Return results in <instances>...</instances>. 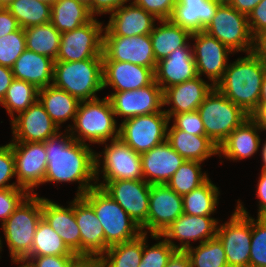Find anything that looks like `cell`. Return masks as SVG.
Wrapping results in <instances>:
<instances>
[{
	"instance_id": "36",
	"label": "cell",
	"mask_w": 266,
	"mask_h": 267,
	"mask_svg": "<svg viewBox=\"0 0 266 267\" xmlns=\"http://www.w3.org/2000/svg\"><path fill=\"white\" fill-rule=\"evenodd\" d=\"M26 49L56 60L61 33L51 22L24 29Z\"/></svg>"
},
{
	"instance_id": "37",
	"label": "cell",
	"mask_w": 266,
	"mask_h": 267,
	"mask_svg": "<svg viewBox=\"0 0 266 267\" xmlns=\"http://www.w3.org/2000/svg\"><path fill=\"white\" fill-rule=\"evenodd\" d=\"M219 189L210 179L182 196L183 213L193 216H210L218 204Z\"/></svg>"
},
{
	"instance_id": "16",
	"label": "cell",
	"mask_w": 266,
	"mask_h": 267,
	"mask_svg": "<svg viewBox=\"0 0 266 267\" xmlns=\"http://www.w3.org/2000/svg\"><path fill=\"white\" fill-rule=\"evenodd\" d=\"M191 39L196 41L192 51L197 75L201 77L204 73L215 86L222 79L233 51L205 31L193 32Z\"/></svg>"
},
{
	"instance_id": "67",
	"label": "cell",
	"mask_w": 266,
	"mask_h": 267,
	"mask_svg": "<svg viewBox=\"0 0 266 267\" xmlns=\"http://www.w3.org/2000/svg\"><path fill=\"white\" fill-rule=\"evenodd\" d=\"M215 1L222 3V4H227L230 2V0H215Z\"/></svg>"
},
{
	"instance_id": "64",
	"label": "cell",
	"mask_w": 266,
	"mask_h": 267,
	"mask_svg": "<svg viewBox=\"0 0 266 267\" xmlns=\"http://www.w3.org/2000/svg\"><path fill=\"white\" fill-rule=\"evenodd\" d=\"M14 0H0L1 8H7Z\"/></svg>"
},
{
	"instance_id": "55",
	"label": "cell",
	"mask_w": 266,
	"mask_h": 267,
	"mask_svg": "<svg viewBox=\"0 0 266 267\" xmlns=\"http://www.w3.org/2000/svg\"><path fill=\"white\" fill-rule=\"evenodd\" d=\"M13 79L12 68L0 65V102L5 97Z\"/></svg>"
},
{
	"instance_id": "57",
	"label": "cell",
	"mask_w": 266,
	"mask_h": 267,
	"mask_svg": "<svg viewBox=\"0 0 266 267\" xmlns=\"http://www.w3.org/2000/svg\"><path fill=\"white\" fill-rule=\"evenodd\" d=\"M262 0H230L228 3L237 11L242 14L249 15V13L261 2Z\"/></svg>"
},
{
	"instance_id": "54",
	"label": "cell",
	"mask_w": 266,
	"mask_h": 267,
	"mask_svg": "<svg viewBox=\"0 0 266 267\" xmlns=\"http://www.w3.org/2000/svg\"><path fill=\"white\" fill-rule=\"evenodd\" d=\"M257 186L256 193L259 199V212L257 217H266V171L261 170Z\"/></svg>"
},
{
	"instance_id": "10",
	"label": "cell",
	"mask_w": 266,
	"mask_h": 267,
	"mask_svg": "<svg viewBox=\"0 0 266 267\" xmlns=\"http://www.w3.org/2000/svg\"><path fill=\"white\" fill-rule=\"evenodd\" d=\"M228 267H249L251 246V216L238 201L230 220L217 227Z\"/></svg>"
},
{
	"instance_id": "32",
	"label": "cell",
	"mask_w": 266,
	"mask_h": 267,
	"mask_svg": "<svg viewBox=\"0 0 266 267\" xmlns=\"http://www.w3.org/2000/svg\"><path fill=\"white\" fill-rule=\"evenodd\" d=\"M38 100L59 128L68 119L74 121L80 103L76 97L53 85L39 89Z\"/></svg>"
},
{
	"instance_id": "59",
	"label": "cell",
	"mask_w": 266,
	"mask_h": 267,
	"mask_svg": "<svg viewBox=\"0 0 266 267\" xmlns=\"http://www.w3.org/2000/svg\"><path fill=\"white\" fill-rule=\"evenodd\" d=\"M251 117L263 131L266 130V104H258L257 110L251 115Z\"/></svg>"
},
{
	"instance_id": "33",
	"label": "cell",
	"mask_w": 266,
	"mask_h": 267,
	"mask_svg": "<svg viewBox=\"0 0 266 267\" xmlns=\"http://www.w3.org/2000/svg\"><path fill=\"white\" fill-rule=\"evenodd\" d=\"M159 22L162 25L154 26L150 33L153 54L157 62L177 48L186 46V42L188 39L191 40L192 35L189 30L173 23L170 19L159 20Z\"/></svg>"
},
{
	"instance_id": "65",
	"label": "cell",
	"mask_w": 266,
	"mask_h": 267,
	"mask_svg": "<svg viewBox=\"0 0 266 267\" xmlns=\"http://www.w3.org/2000/svg\"><path fill=\"white\" fill-rule=\"evenodd\" d=\"M14 263H23L19 267H31L29 263L25 260H13Z\"/></svg>"
},
{
	"instance_id": "51",
	"label": "cell",
	"mask_w": 266,
	"mask_h": 267,
	"mask_svg": "<svg viewBox=\"0 0 266 267\" xmlns=\"http://www.w3.org/2000/svg\"><path fill=\"white\" fill-rule=\"evenodd\" d=\"M250 32L255 38L266 32V0H262L247 16Z\"/></svg>"
},
{
	"instance_id": "14",
	"label": "cell",
	"mask_w": 266,
	"mask_h": 267,
	"mask_svg": "<svg viewBox=\"0 0 266 267\" xmlns=\"http://www.w3.org/2000/svg\"><path fill=\"white\" fill-rule=\"evenodd\" d=\"M102 60L129 62L154 71L157 65L150 34L131 37L103 36Z\"/></svg>"
},
{
	"instance_id": "4",
	"label": "cell",
	"mask_w": 266,
	"mask_h": 267,
	"mask_svg": "<svg viewBox=\"0 0 266 267\" xmlns=\"http://www.w3.org/2000/svg\"><path fill=\"white\" fill-rule=\"evenodd\" d=\"M81 197L93 208L103 226L105 252L112 245L133 240L142 234L141 228L101 187L95 186Z\"/></svg>"
},
{
	"instance_id": "35",
	"label": "cell",
	"mask_w": 266,
	"mask_h": 267,
	"mask_svg": "<svg viewBox=\"0 0 266 267\" xmlns=\"http://www.w3.org/2000/svg\"><path fill=\"white\" fill-rule=\"evenodd\" d=\"M142 252L143 233L133 240L110 246L97 261L99 267H138Z\"/></svg>"
},
{
	"instance_id": "48",
	"label": "cell",
	"mask_w": 266,
	"mask_h": 267,
	"mask_svg": "<svg viewBox=\"0 0 266 267\" xmlns=\"http://www.w3.org/2000/svg\"><path fill=\"white\" fill-rule=\"evenodd\" d=\"M174 124L176 129L185 131L191 135L206 136L203 122L198 110L174 114Z\"/></svg>"
},
{
	"instance_id": "63",
	"label": "cell",
	"mask_w": 266,
	"mask_h": 267,
	"mask_svg": "<svg viewBox=\"0 0 266 267\" xmlns=\"http://www.w3.org/2000/svg\"><path fill=\"white\" fill-rule=\"evenodd\" d=\"M79 3L85 5L92 14V0H77Z\"/></svg>"
},
{
	"instance_id": "11",
	"label": "cell",
	"mask_w": 266,
	"mask_h": 267,
	"mask_svg": "<svg viewBox=\"0 0 266 267\" xmlns=\"http://www.w3.org/2000/svg\"><path fill=\"white\" fill-rule=\"evenodd\" d=\"M103 32L102 23L93 18L74 30L61 33L55 61L102 59Z\"/></svg>"
},
{
	"instance_id": "9",
	"label": "cell",
	"mask_w": 266,
	"mask_h": 267,
	"mask_svg": "<svg viewBox=\"0 0 266 267\" xmlns=\"http://www.w3.org/2000/svg\"><path fill=\"white\" fill-rule=\"evenodd\" d=\"M169 121L164 110L123 120L119 138L137 153L147 152L166 141Z\"/></svg>"
},
{
	"instance_id": "66",
	"label": "cell",
	"mask_w": 266,
	"mask_h": 267,
	"mask_svg": "<svg viewBox=\"0 0 266 267\" xmlns=\"http://www.w3.org/2000/svg\"><path fill=\"white\" fill-rule=\"evenodd\" d=\"M36 1H43V2H46V3L50 4V5H52V4H54V2L56 0H36Z\"/></svg>"
},
{
	"instance_id": "53",
	"label": "cell",
	"mask_w": 266,
	"mask_h": 267,
	"mask_svg": "<svg viewBox=\"0 0 266 267\" xmlns=\"http://www.w3.org/2000/svg\"><path fill=\"white\" fill-rule=\"evenodd\" d=\"M20 28L16 18L6 9H0V37L10 34Z\"/></svg>"
},
{
	"instance_id": "3",
	"label": "cell",
	"mask_w": 266,
	"mask_h": 267,
	"mask_svg": "<svg viewBox=\"0 0 266 267\" xmlns=\"http://www.w3.org/2000/svg\"><path fill=\"white\" fill-rule=\"evenodd\" d=\"M115 113L108 97L80 101L73 121V127L66 130L74 140L85 143L105 144L109 139L119 138ZM74 130V131H73ZM77 132L78 135L75 134ZM75 134V136H74Z\"/></svg>"
},
{
	"instance_id": "6",
	"label": "cell",
	"mask_w": 266,
	"mask_h": 267,
	"mask_svg": "<svg viewBox=\"0 0 266 267\" xmlns=\"http://www.w3.org/2000/svg\"><path fill=\"white\" fill-rule=\"evenodd\" d=\"M42 218V197L29 194L2 224L12 260H24L31 252L36 227Z\"/></svg>"
},
{
	"instance_id": "22",
	"label": "cell",
	"mask_w": 266,
	"mask_h": 267,
	"mask_svg": "<svg viewBox=\"0 0 266 267\" xmlns=\"http://www.w3.org/2000/svg\"><path fill=\"white\" fill-rule=\"evenodd\" d=\"M143 180L150 185L166 184L185 162L167 141L141 153ZM148 178V179H147Z\"/></svg>"
},
{
	"instance_id": "20",
	"label": "cell",
	"mask_w": 266,
	"mask_h": 267,
	"mask_svg": "<svg viewBox=\"0 0 266 267\" xmlns=\"http://www.w3.org/2000/svg\"><path fill=\"white\" fill-rule=\"evenodd\" d=\"M11 125L12 142H46L59 130L39 100L11 119Z\"/></svg>"
},
{
	"instance_id": "27",
	"label": "cell",
	"mask_w": 266,
	"mask_h": 267,
	"mask_svg": "<svg viewBox=\"0 0 266 267\" xmlns=\"http://www.w3.org/2000/svg\"><path fill=\"white\" fill-rule=\"evenodd\" d=\"M70 207L42 198V218L61 237L67 247L81 256V235L74 214V200Z\"/></svg>"
},
{
	"instance_id": "42",
	"label": "cell",
	"mask_w": 266,
	"mask_h": 267,
	"mask_svg": "<svg viewBox=\"0 0 266 267\" xmlns=\"http://www.w3.org/2000/svg\"><path fill=\"white\" fill-rule=\"evenodd\" d=\"M201 163L185 160L166 184L178 195L190 193L209 179L206 172L202 173Z\"/></svg>"
},
{
	"instance_id": "15",
	"label": "cell",
	"mask_w": 266,
	"mask_h": 267,
	"mask_svg": "<svg viewBox=\"0 0 266 267\" xmlns=\"http://www.w3.org/2000/svg\"><path fill=\"white\" fill-rule=\"evenodd\" d=\"M103 151V183L96 186L103 187L113 180H143L141 154L134 151L120 138L111 140L110 145ZM105 181V182H104Z\"/></svg>"
},
{
	"instance_id": "29",
	"label": "cell",
	"mask_w": 266,
	"mask_h": 267,
	"mask_svg": "<svg viewBox=\"0 0 266 267\" xmlns=\"http://www.w3.org/2000/svg\"><path fill=\"white\" fill-rule=\"evenodd\" d=\"M221 4L215 0H177L170 20L191 33L204 31Z\"/></svg>"
},
{
	"instance_id": "21",
	"label": "cell",
	"mask_w": 266,
	"mask_h": 267,
	"mask_svg": "<svg viewBox=\"0 0 266 267\" xmlns=\"http://www.w3.org/2000/svg\"><path fill=\"white\" fill-rule=\"evenodd\" d=\"M74 214L81 235V257L98 259L105 253L103 226L93 208L81 196L74 198Z\"/></svg>"
},
{
	"instance_id": "34",
	"label": "cell",
	"mask_w": 266,
	"mask_h": 267,
	"mask_svg": "<svg viewBox=\"0 0 266 267\" xmlns=\"http://www.w3.org/2000/svg\"><path fill=\"white\" fill-rule=\"evenodd\" d=\"M93 18L89 9L77 0H56L51 5V23L60 33L74 30Z\"/></svg>"
},
{
	"instance_id": "43",
	"label": "cell",
	"mask_w": 266,
	"mask_h": 267,
	"mask_svg": "<svg viewBox=\"0 0 266 267\" xmlns=\"http://www.w3.org/2000/svg\"><path fill=\"white\" fill-rule=\"evenodd\" d=\"M249 267H266V217H251Z\"/></svg>"
},
{
	"instance_id": "46",
	"label": "cell",
	"mask_w": 266,
	"mask_h": 267,
	"mask_svg": "<svg viewBox=\"0 0 266 267\" xmlns=\"http://www.w3.org/2000/svg\"><path fill=\"white\" fill-rule=\"evenodd\" d=\"M28 195L29 193L21 187L0 189V220L2 224Z\"/></svg>"
},
{
	"instance_id": "18",
	"label": "cell",
	"mask_w": 266,
	"mask_h": 267,
	"mask_svg": "<svg viewBox=\"0 0 266 267\" xmlns=\"http://www.w3.org/2000/svg\"><path fill=\"white\" fill-rule=\"evenodd\" d=\"M150 187L144 180H113L107 182L102 189L141 228L147 222Z\"/></svg>"
},
{
	"instance_id": "2",
	"label": "cell",
	"mask_w": 266,
	"mask_h": 267,
	"mask_svg": "<svg viewBox=\"0 0 266 267\" xmlns=\"http://www.w3.org/2000/svg\"><path fill=\"white\" fill-rule=\"evenodd\" d=\"M265 73V65L250 52L247 56L230 63L215 87L251 116L259 104Z\"/></svg>"
},
{
	"instance_id": "5",
	"label": "cell",
	"mask_w": 266,
	"mask_h": 267,
	"mask_svg": "<svg viewBox=\"0 0 266 267\" xmlns=\"http://www.w3.org/2000/svg\"><path fill=\"white\" fill-rule=\"evenodd\" d=\"M53 86L65 90L79 101L98 98L96 92L103 88L102 59L82 61H55Z\"/></svg>"
},
{
	"instance_id": "7",
	"label": "cell",
	"mask_w": 266,
	"mask_h": 267,
	"mask_svg": "<svg viewBox=\"0 0 266 267\" xmlns=\"http://www.w3.org/2000/svg\"><path fill=\"white\" fill-rule=\"evenodd\" d=\"M206 136L218 147L250 115L234 104L215 86L198 107Z\"/></svg>"
},
{
	"instance_id": "1",
	"label": "cell",
	"mask_w": 266,
	"mask_h": 267,
	"mask_svg": "<svg viewBox=\"0 0 266 267\" xmlns=\"http://www.w3.org/2000/svg\"><path fill=\"white\" fill-rule=\"evenodd\" d=\"M61 134L58 133L45 142L47 170L44 183L78 181L76 196H83L96 186L102 154L98 155L88 144L74 140L70 133L67 136ZM93 180L95 185L91 183Z\"/></svg>"
},
{
	"instance_id": "8",
	"label": "cell",
	"mask_w": 266,
	"mask_h": 267,
	"mask_svg": "<svg viewBox=\"0 0 266 267\" xmlns=\"http://www.w3.org/2000/svg\"><path fill=\"white\" fill-rule=\"evenodd\" d=\"M204 31L234 52H253L254 38L250 32L247 15L231 5L221 4Z\"/></svg>"
},
{
	"instance_id": "52",
	"label": "cell",
	"mask_w": 266,
	"mask_h": 267,
	"mask_svg": "<svg viewBox=\"0 0 266 267\" xmlns=\"http://www.w3.org/2000/svg\"><path fill=\"white\" fill-rule=\"evenodd\" d=\"M130 0H92V15L112 13Z\"/></svg>"
},
{
	"instance_id": "50",
	"label": "cell",
	"mask_w": 266,
	"mask_h": 267,
	"mask_svg": "<svg viewBox=\"0 0 266 267\" xmlns=\"http://www.w3.org/2000/svg\"><path fill=\"white\" fill-rule=\"evenodd\" d=\"M177 0H134L133 3L152 14L157 20L170 19Z\"/></svg>"
},
{
	"instance_id": "23",
	"label": "cell",
	"mask_w": 266,
	"mask_h": 267,
	"mask_svg": "<svg viewBox=\"0 0 266 267\" xmlns=\"http://www.w3.org/2000/svg\"><path fill=\"white\" fill-rule=\"evenodd\" d=\"M154 74L155 82L162 90L198 76L190 45L177 48L167 57L159 60Z\"/></svg>"
},
{
	"instance_id": "68",
	"label": "cell",
	"mask_w": 266,
	"mask_h": 267,
	"mask_svg": "<svg viewBox=\"0 0 266 267\" xmlns=\"http://www.w3.org/2000/svg\"><path fill=\"white\" fill-rule=\"evenodd\" d=\"M0 249H2V241H1V238H0Z\"/></svg>"
},
{
	"instance_id": "28",
	"label": "cell",
	"mask_w": 266,
	"mask_h": 267,
	"mask_svg": "<svg viewBox=\"0 0 266 267\" xmlns=\"http://www.w3.org/2000/svg\"><path fill=\"white\" fill-rule=\"evenodd\" d=\"M262 128L250 116L240 126L234 129L218 147V155L227 159L240 160L254 155L261 142L259 131Z\"/></svg>"
},
{
	"instance_id": "56",
	"label": "cell",
	"mask_w": 266,
	"mask_h": 267,
	"mask_svg": "<svg viewBox=\"0 0 266 267\" xmlns=\"http://www.w3.org/2000/svg\"><path fill=\"white\" fill-rule=\"evenodd\" d=\"M253 53L266 67V32L261 33L254 38Z\"/></svg>"
},
{
	"instance_id": "60",
	"label": "cell",
	"mask_w": 266,
	"mask_h": 267,
	"mask_svg": "<svg viewBox=\"0 0 266 267\" xmlns=\"http://www.w3.org/2000/svg\"><path fill=\"white\" fill-rule=\"evenodd\" d=\"M76 267H99L97 259H83Z\"/></svg>"
},
{
	"instance_id": "38",
	"label": "cell",
	"mask_w": 266,
	"mask_h": 267,
	"mask_svg": "<svg viewBox=\"0 0 266 267\" xmlns=\"http://www.w3.org/2000/svg\"><path fill=\"white\" fill-rule=\"evenodd\" d=\"M6 9L23 29L51 22V5L43 1L14 0Z\"/></svg>"
},
{
	"instance_id": "31",
	"label": "cell",
	"mask_w": 266,
	"mask_h": 267,
	"mask_svg": "<svg viewBox=\"0 0 266 267\" xmlns=\"http://www.w3.org/2000/svg\"><path fill=\"white\" fill-rule=\"evenodd\" d=\"M166 141L185 160L203 162L218 155V146L207 136L191 135L174 126L167 128Z\"/></svg>"
},
{
	"instance_id": "40",
	"label": "cell",
	"mask_w": 266,
	"mask_h": 267,
	"mask_svg": "<svg viewBox=\"0 0 266 267\" xmlns=\"http://www.w3.org/2000/svg\"><path fill=\"white\" fill-rule=\"evenodd\" d=\"M38 93L39 89L35 85L14 78L0 104L13 119L14 112L19 114L38 100Z\"/></svg>"
},
{
	"instance_id": "41",
	"label": "cell",
	"mask_w": 266,
	"mask_h": 267,
	"mask_svg": "<svg viewBox=\"0 0 266 267\" xmlns=\"http://www.w3.org/2000/svg\"><path fill=\"white\" fill-rule=\"evenodd\" d=\"M185 253L190 258L191 267H228L223 244L217 236L195 248L191 246Z\"/></svg>"
},
{
	"instance_id": "62",
	"label": "cell",
	"mask_w": 266,
	"mask_h": 267,
	"mask_svg": "<svg viewBox=\"0 0 266 267\" xmlns=\"http://www.w3.org/2000/svg\"><path fill=\"white\" fill-rule=\"evenodd\" d=\"M262 161H263L262 170L266 171V141H265V143L263 144V147H262Z\"/></svg>"
},
{
	"instance_id": "12",
	"label": "cell",
	"mask_w": 266,
	"mask_h": 267,
	"mask_svg": "<svg viewBox=\"0 0 266 267\" xmlns=\"http://www.w3.org/2000/svg\"><path fill=\"white\" fill-rule=\"evenodd\" d=\"M15 158L18 187L34 194V187L43 184L47 170L45 142H11Z\"/></svg>"
},
{
	"instance_id": "25",
	"label": "cell",
	"mask_w": 266,
	"mask_h": 267,
	"mask_svg": "<svg viewBox=\"0 0 266 267\" xmlns=\"http://www.w3.org/2000/svg\"><path fill=\"white\" fill-rule=\"evenodd\" d=\"M155 18L133 2L125 4L111 13L103 36H136L150 34L155 26Z\"/></svg>"
},
{
	"instance_id": "49",
	"label": "cell",
	"mask_w": 266,
	"mask_h": 267,
	"mask_svg": "<svg viewBox=\"0 0 266 267\" xmlns=\"http://www.w3.org/2000/svg\"><path fill=\"white\" fill-rule=\"evenodd\" d=\"M15 175V158L11 144L0 146V189L18 187V184L7 182Z\"/></svg>"
},
{
	"instance_id": "19",
	"label": "cell",
	"mask_w": 266,
	"mask_h": 267,
	"mask_svg": "<svg viewBox=\"0 0 266 267\" xmlns=\"http://www.w3.org/2000/svg\"><path fill=\"white\" fill-rule=\"evenodd\" d=\"M218 223V220L211 216H193L183 213L161 235H151V237L157 240L163 237L177 251L185 252L191 247V240L200 239L201 244L215 238ZM173 239L179 240L181 245L174 244Z\"/></svg>"
},
{
	"instance_id": "58",
	"label": "cell",
	"mask_w": 266,
	"mask_h": 267,
	"mask_svg": "<svg viewBox=\"0 0 266 267\" xmlns=\"http://www.w3.org/2000/svg\"><path fill=\"white\" fill-rule=\"evenodd\" d=\"M166 267H191L190 258L183 251H177L169 260Z\"/></svg>"
},
{
	"instance_id": "45",
	"label": "cell",
	"mask_w": 266,
	"mask_h": 267,
	"mask_svg": "<svg viewBox=\"0 0 266 267\" xmlns=\"http://www.w3.org/2000/svg\"><path fill=\"white\" fill-rule=\"evenodd\" d=\"M146 235L143 233L142 260L138 267H166L177 250L165 239L149 248L146 245Z\"/></svg>"
},
{
	"instance_id": "47",
	"label": "cell",
	"mask_w": 266,
	"mask_h": 267,
	"mask_svg": "<svg viewBox=\"0 0 266 267\" xmlns=\"http://www.w3.org/2000/svg\"><path fill=\"white\" fill-rule=\"evenodd\" d=\"M24 260L31 267H76L83 258L79 254L74 253L73 255L61 256H27Z\"/></svg>"
},
{
	"instance_id": "30",
	"label": "cell",
	"mask_w": 266,
	"mask_h": 267,
	"mask_svg": "<svg viewBox=\"0 0 266 267\" xmlns=\"http://www.w3.org/2000/svg\"><path fill=\"white\" fill-rule=\"evenodd\" d=\"M54 63L47 56L25 49L12 67L13 76L41 89L52 85Z\"/></svg>"
},
{
	"instance_id": "61",
	"label": "cell",
	"mask_w": 266,
	"mask_h": 267,
	"mask_svg": "<svg viewBox=\"0 0 266 267\" xmlns=\"http://www.w3.org/2000/svg\"><path fill=\"white\" fill-rule=\"evenodd\" d=\"M259 104H266V73L264 74L263 79H262Z\"/></svg>"
},
{
	"instance_id": "39",
	"label": "cell",
	"mask_w": 266,
	"mask_h": 267,
	"mask_svg": "<svg viewBox=\"0 0 266 267\" xmlns=\"http://www.w3.org/2000/svg\"><path fill=\"white\" fill-rule=\"evenodd\" d=\"M73 254L61 237L41 218L36 227L33 246L28 256H61Z\"/></svg>"
},
{
	"instance_id": "13",
	"label": "cell",
	"mask_w": 266,
	"mask_h": 267,
	"mask_svg": "<svg viewBox=\"0 0 266 267\" xmlns=\"http://www.w3.org/2000/svg\"><path fill=\"white\" fill-rule=\"evenodd\" d=\"M183 214V198L167 184L151 185L147 222L141 227L142 233L148 229L151 235H161Z\"/></svg>"
},
{
	"instance_id": "24",
	"label": "cell",
	"mask_w": 266,
	"mask_h": 267,
	"mask_svg": "<svg viewBox=\"0 0 266 267\" xmlns=\"http://www.w3.org/2000/svg\"><path fill=\"white\" fill-rule=\"evenodd\" d=\"M103 61V88L113 87L115 92L135 90L155 80L154 70L129 62Z\"/></svg>"
},
{
	"instance_id": "17",
	"label": "cell",
	"mask_w": 266,
	"mask_h": 267,
	"mask_svg": "<svg viewBox=\"0 0 266 267\" xmlns=\"http://www.w3.org/2000/svg\"><path fill=\"white\" fill-rule=\"evenodd\" d=\"M107 97L111 102L115 116H123L125 118L124 120L161 112V108L164 106L163 90L155 80L145 87L114 92Z\"/></svg>"
},
{
	"instance_id": "44",
	"label": "cell",
	"mask_w": 266,
	"mask_h": 267,
	"mask_svg": "<svg viewBox=\"0 0 266 267\" xmlns=\"http://www.w3.org/2000/svg\"><path fill=\"white\" fill-rule=\"evenodd\" d=\"M25 49L26 37L23 28L0 37V65L12 68Z\"/></svg>"
},
{
	"instance_id": "26",
	"label": "cell",
	"mask_w": 266,
	"mask_h": 267,
	"mask_svg": "<svg viewBox=\"0 0 266 267\" xmlns=\"http://www.w3.org/2000/svg\"><path fill=\"white\" fill-rule=\"evenodd\" d=\"M214 86L206 83L200 76L163 90V105L173 106L165 110L171 120L174 114L198 110L206 95Z\"/></svg>"
}]
</instances>
